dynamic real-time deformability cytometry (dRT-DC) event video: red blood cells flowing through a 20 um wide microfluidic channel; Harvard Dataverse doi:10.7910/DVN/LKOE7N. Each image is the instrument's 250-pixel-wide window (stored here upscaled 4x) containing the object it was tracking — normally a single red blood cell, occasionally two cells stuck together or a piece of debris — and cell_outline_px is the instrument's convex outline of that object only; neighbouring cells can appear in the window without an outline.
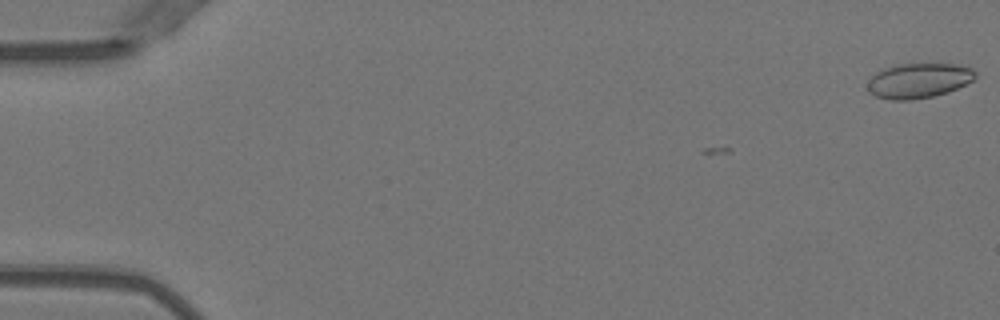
{"species": "Egyptian fruit bat (a non-hibernating species)", "species_latin": "Rousettus aegyptiacus", "temperature_condition": "warm", "stored_images_in_passage": 7, "camera_frame_rate_fps": 3000, "um_per_image_px": 0.085, "animal": {"sex": "female"}, "frame": {"image": 1, "passage_image": 1, "time_ms": 0.0, "image_size_px": [1000, 320], "cell_outline_px": [[976, 76], [972, 80], [948, 92], [932, 96], [912, 100], [892, 100], [876, 96], [868, 88], [868, 84], [872, 76], [876, 72], [884, 68], [896, 64], [968, 64], [976, 72]], "centroid_in_image_um": [78.12, 6.83], "position_along_channel_um": 6.9, "area_um2": 21.85}}